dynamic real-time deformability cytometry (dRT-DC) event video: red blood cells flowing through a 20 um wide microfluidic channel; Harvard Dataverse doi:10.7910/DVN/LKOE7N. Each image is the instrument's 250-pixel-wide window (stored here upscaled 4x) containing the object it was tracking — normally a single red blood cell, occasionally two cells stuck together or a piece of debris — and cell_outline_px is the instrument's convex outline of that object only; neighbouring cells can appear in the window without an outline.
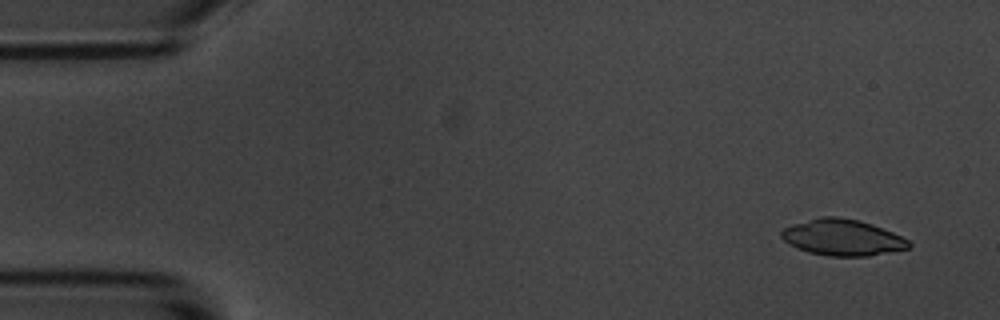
{"species": "common noctule bat (a hibernating species)", "species_latin": "Nyctalus noctula", "temperature_condition": "room temperature", "stored_images_in_passage": 6, "camera_frame_rate_fps": 3000, "um_per_image_px": 0.085, "animal": {"sex": "male", "body_mass_g": 20.1, "forearm_length_mm": 53.5}, "frame": {"image": 1, "passage_image": 1, "time_ms": 0.0, "image_size_px": [1000, 320], "cell_outline_px": [[912, 244], [908, 248], [868, 256], [828, 256], [808, 252], [796, 248], [788, 244], [780, 236], [780, 232], [784, 228], [792, 224], [820, 216], [836, 216], [860, 220], [872, 224], [892, 232], [908, 240]], "centroid_in_image_um": [71.57, 20.18], "position_along_channel_um": 13.4, "area_um2": 26.93}}